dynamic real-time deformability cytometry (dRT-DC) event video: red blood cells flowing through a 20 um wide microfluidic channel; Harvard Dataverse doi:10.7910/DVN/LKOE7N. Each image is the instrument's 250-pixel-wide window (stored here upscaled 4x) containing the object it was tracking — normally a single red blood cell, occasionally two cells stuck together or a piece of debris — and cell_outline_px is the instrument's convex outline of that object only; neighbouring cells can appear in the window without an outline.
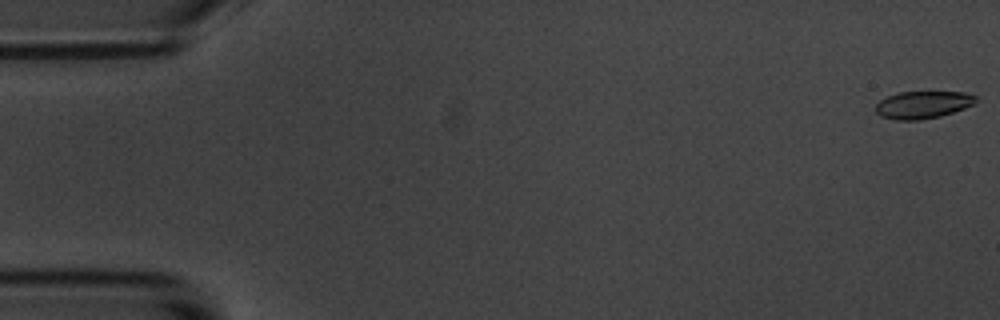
{"species": "common noctule bat (a hibernating species)", "species_latin": "Nyctalus noctula", "temperature_condition": "room temperature", "stored_images_in_passage": 6, "camera_frame_rate_fps": 3000, "um_per_image_px": 0.085, "animal": {"sex": "male", "body_mass_g": 20.1, "forearm_length_mm": 53.5}, "frame": {"image": 1, "passage_image": 1, "time_ms": 0.0, "image_size_px": [1000, 320], "cell_outline_px": [[976, 100], [972, 104], [964, 108], [940, 116], [920, 120], [896, 120], [880, 116], [876, 112], [876, 104], [880, 100], [888, 96], [900, 92], [964, 92], [976, 96]], "centroid_in_image_um": [78.41, 8.91], "position_along_channel_um": 6.6, "area_um2": 15.84}}
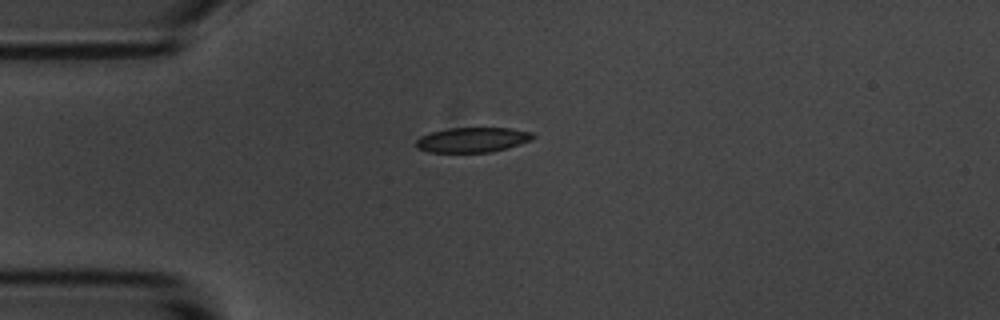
{"frame": {"image": 2, "passage_image": 5, "time_ms": 4.667, "image_size_px": [1000, 320], "cell_outline_px": [[536, 136], [532, 140], [508, 148], [492, 152], [428, 152], [416, 148], [416, 140], [420, 136], [432, 132], [448, 128], [512, 128], [532, 132]], "centroid_in_image_um": [40.18, 11.88], "position_along_channel_um": 44.8, "area_um2": 17.11}}